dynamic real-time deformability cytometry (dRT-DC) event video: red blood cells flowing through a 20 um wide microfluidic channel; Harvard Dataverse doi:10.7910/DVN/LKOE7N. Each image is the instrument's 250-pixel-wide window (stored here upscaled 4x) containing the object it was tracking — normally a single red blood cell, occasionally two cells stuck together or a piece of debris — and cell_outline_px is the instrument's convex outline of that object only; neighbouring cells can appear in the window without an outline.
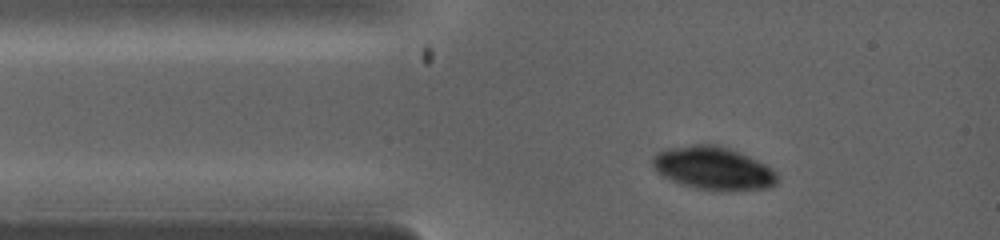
{"species": "common noctule bat (a hibernating species)", "species_latin": "Nyctalus noctula", "temperature_condition": "warm", "stored_images_in_passage": 3, "camera_frame_rate_fps": 5000, "um_per_image_px": 0.085, "animal": {"sex": "female", "body_mass_g": 19.0, "forearm_length_mm": 53.3}, "frame": {"image": 1, "passage_image": 1, "time_ms": 0.0, "image_size_px": [1000, 240], "cell_outline_px": [[780, 180], [776, 184], [768, 188], [728, 192], [696, 188], [680, 184], [656, 172], [652, 168], [652, 156], [656, 152], [668, 148], [692, 144], [716, 144], [740, 152], [772, 168], [776, 172]], "centroid_in_image_um": [60.63, 14.31], "position_along_channel_um": 24.4, "area_um2": 31.73}}